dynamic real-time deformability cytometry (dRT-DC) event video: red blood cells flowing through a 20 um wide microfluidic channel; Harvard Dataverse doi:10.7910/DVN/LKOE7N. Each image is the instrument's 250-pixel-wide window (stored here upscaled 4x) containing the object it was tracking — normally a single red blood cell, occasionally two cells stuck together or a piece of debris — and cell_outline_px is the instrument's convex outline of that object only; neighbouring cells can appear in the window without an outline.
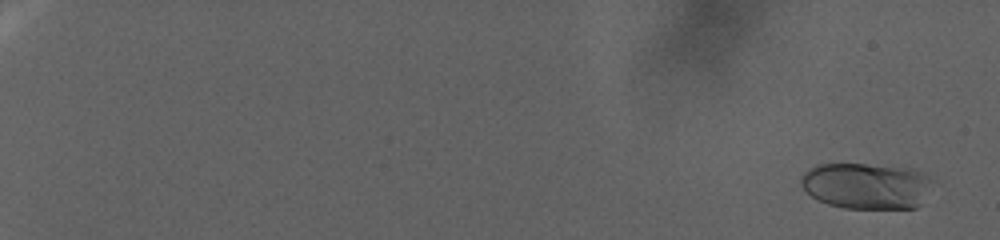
{"species": "human", "species_latin": "Homo sapiens", "temperature_condition": "warm", "stored_images_in_passage": 115, "camera_frame_rate_fps": 3000, "um_per_image_px": 0.085, "donor": {"sex": "female"}, "frame": {"image": 1, "passage_image": 6, "time_ms": 1.667, "image_size_px": [1000, 240], "cell_outline_px": [[932, 180], [920, 204], [916, 208], [844, 208], [828, 204], [812, 196], [800, 184], [800, 176], [804, 172], [816, 164], [864, 164], [912, 168], [924, 172]], "centroid_in_image_um": [73.62, 15.78], "position_along_channel_um": 11.4, "area_um2": 35.26}}
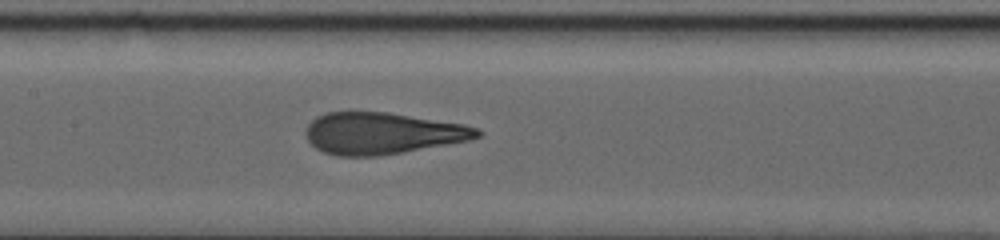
{"frame": {"image": 2, "passage_image": 67, "time_ms": 22.0, "image_size_px": [1000, 240], "cell_outline_px": [[484, 132], [480, 136], [472, 140], [404, 152], [380, 156], [336, 156], [324, 152], [316, 148], [308, 140], [304, 132], [308, 124], [316, 116], [324, 112], [388, 112], [464, 124], [480, 128]], "centroid_in_image_um": [32.52, 11.33], "position_along_channel_um": 174.9, "area_um2": 42.02}}
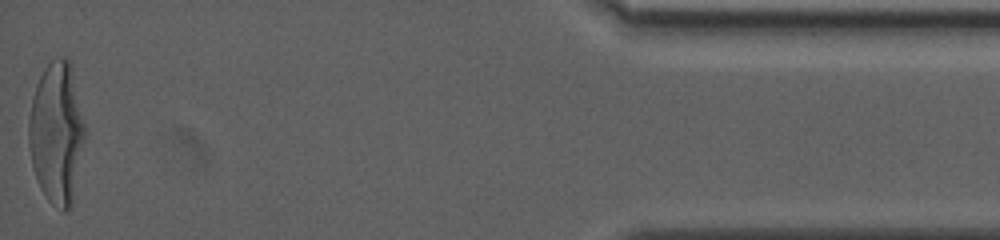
{"frame": {"image": 3, "passage_image": 115, "time_ms": 38.0, "image_size_px": [1000, 240], "cell_outline_px": [[84, 140], [72, 208], [64, 212], [52, 204], [48, 200], [40, 188], [32, 164], [28, 144], [28, 120], [32, 100], [36, 84], [44, 68], [52, 60], [60, 56], [64, 56], [68, 60], [84, 124]], "centroid_in_image_um": [4.79, 11.36], "position_along_channel_um": 430.4, "area_um2": 45.72}}